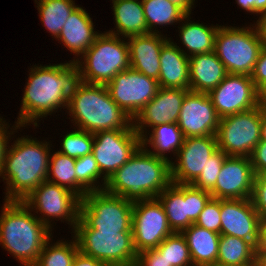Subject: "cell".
Instances as JSON below:
<instances>
[{
    "instance_id": "ab89813d",
    "label": "cell",
    "mask_w": 266,
    "mask_h": 266,
    "mask_svg": "<svg viewBox=\"0 0 266 266\" xmlns=\"http://www.w3.org/2000/svg\"><path fill=\"white\" fill-rule=\"evenodd\" d=\"M251 201L262 221H266V175H255Z\"/></svg>"
},
{
    "instance_id": "5b68a950",
    "label": "cell",
    "mask_w": 266,
    "mask_h": 266,
    "mask_svg": "<svg viewBox=\"0 0 266 266\" xmlns=\"http://www.w3.org/2000/svg\"><path fill=\"white\" fill-rule=\"evenodd\" d=\"M67 113L77 129L92 134L134 129L133 120L112 100L106 85L77 81L69 96Z\"/></svg>"
},
{
    "instance_id": "f6af8a7d",
    "label": "cell",
    "mask_w": 266,
    "mask_h": 266,
    "mask_svg": "<svg viewBox=\"0 0 266 266\" xmlns=\"http://www.w3.org/2000/svg\"><path fill=\"white\" fill-rule=\"evenodd\" d=\"M266 255V221H262L258 243L256 245V260L257 263Z\"/></svg>"
},
{
    "instance_id": "f5cc1de1",
    "label": "cell",
    "mask_w": 266,
    "mask_h": 266,
    "mask_svg": "<svg viewBox=\"0 0 266 266\" xmlns=\"http://www.w3.org/2000/svg\"><path fill=\"white\" fill-rule=\"evenodd\" d=\"M261 103H262L264 109L266 110V90H264L262 92V95H261Z\"/></svg>"
},
{
    "instance_id": "7a4b0ae2",
    "label": "cell",
    "mask_w": 266,
    "mask_h": 266,
    "mask_svg": "<svg viewBox=\"0 0 266 266\" xmlns=\"http://www.w3.org/2000/svg\"><path fill=\"white\" fill-rule=\"evenodd\" d=\"M29 136L17 137L8 146L0 178L6 183L5 201H23L47 180L51 146Z\"/></svg>"
},
{
    "instance_id": "db71d44e",
    "label": "cell",
    "mask_w": 266,
    "mask_h": 266,
    "mask_svg": "<svg viewBox=\"0 0 266 266\" xmlns=\"http://www.w3.org/2000/svg\"><path fill=\"white\" fill-rule=\"evenodd\" d=\"M257 266H266V255L257 263Z\"/></svg>"
},
{
    "instance_id": "d590c367",
    "label": "cell",
    "mask_w": 266,
    "mask_h": 266,
    "mask_svg": "<svg viewBox=\"0 0 266 266\" xmlns=\"http://www.w3.org/2000/svg\"><path fill=\"white\" fill-rule=\"evenodd\" d=\"M156 249L164 255L168 265L193 266L186 238L181 232H173Z\"/></svg>"
},
{
    "instance_id": "277c9868",
    "label": "cell",
    "mask_w": 266,
    "mask_h": 266,
    "mask_svg": "<svg viewBox=\"0 0 266 266\" xmlns=\"http://www.w3.org/2000/svg\"><path fill=\"white\" fill-rule=\"evenodd\" d=\"M0 214V245L22 266H34L43 246L53 237L23 201H5Z\"/></svg>"
},
{
    "instance_id": "f546056e",
    "label": "cell",
    "mask_w": 266,
    "mask_h": 266,
    "mask_svg": "<svg viewBox=\"0 0 266 266\" xmlns=\"http://www.w3.org/2000/svg\"><path fill=\"white\" fill-rule=\"evenodd\" d=\"M216 264L222 266H257L256 247L249 241L220 235Z\"/></svg>"
},
{
    "instance_id": "ffe728a7",
    "label": "cell",
    "mask_w": 266,
    "mask_h": 266,
    "mask_svg": "<svg viewBox=\"0 0 266 266\" xmlns=\"http://www.w3.org/2000/svg\"><path fill=\"white\" fill-rule=\"evenodd\" d=\"M220 217V235L239 237L256 247L262 220L250 198L221 199Z\"/></svg>"
},
{
    "instance_id": "816d5d0a",
    "label": "cell",
    "mask_w": 266,
    "mask_h": 266,
    "mask_svg": "<svg viewBox=\"0 0 266 266\" xmlns=\"http://www.w3.org/2000/svg\"><path fill=\"white\" fill-rule=\"evenodd\" d=\"M261 141H266V111L262 115V122H261Z\"/></svg>"
},
{
    "instance_id": "bcb514c9",
    "label": "cell",
    "mask_w": 266,
    "mask_h": 266,
    "mask_svg": "<svg viewBox=\"0 0 266 266\" xmlns=\"http://www.w3.org/2000/svg\"><path fill=\"white\" fill-rule=\"evenodd\" d=\"M72 266H106L103 262L78 251L73 259Z\"/></svg>"
},
{
    "instance_id": "d6a6232c",
    "label": "cell",
    "mask_w": 266,
    "mask_h": 266,
    "mask_svg": "<svg viewBox=\"0 0 266 266\" xmlns=\"http://www.w3.org/2000/svg\"><path fill=\"white\" fill-rule=\"evenodd\" d=\"M76 194L82 199L88 192L102 191L107 179L101 174L94 155L88 154L75 161ZM101 179V183L98 181ZM98 185V186H97Z\"/></svg>"
},
{
    "instance_id": "8fae6325",
    "label": "cell",
    "mask_w": 266,
    "mask_h": 266,
    "mask_svg": "<svg viewBox=\"0 0 266 266\" xmlns=\"http://www.w3.org/2000/svg\"><path fill=\"white\" fill-rule=\"evenodd\" d=\"M81 200L74 192L46 180L34 189L23 202L32 212L37 214L39 212L41 215L37 218L49 228H53L52 221L64 222L65 220L73 231L80 218Z\"/></svg>"
},
{
    "instance_id": "d6986e66",
    "label": "cell",
    "mask_w": 266,
    "mask_h": 266,
    "mask_svg": "<svg viewBox=\"0 0 266 266\" xmlns=\"http://www.w3.org/2000/svg\"><path fill=\"white\" fill-rule=\"evenodd\" d=\"M188 91L160 87L155 97L133 119V127L139 136L142 138L149 128L156 125L177 123L185 94Z\"/></svg>"
},
{
    "instance_id": "e575fe53",
    "label": "cell",
    "mask_w": 266,
    "mask_h": 266,
    "mask_svg": "<svg viewBox=\"0 0 266 266\" xmlns=\"http://www.w3.org/2000/svg\"><path fill=\"white\" fill-rule=\"evenodd\" d=\"M75 158L57 151L50 154L47 181L65 187L76 194Z\"/></svg>"
},
{
    "instance_id": "52a82bcc",
    "label": "cell",
    "mask_w": 266,
    "mask_h": 266,
    "mask_svg": "<svg viewBox=\"0 0 266 266\" xmlns=\"http://www.w3.org/2000/svg\"><path fill=\"white\" fill-rule=\"evenodd\" d=\"M263 46L258 32L250 27L219 26L215 35L214 52L228 74L251 75Z\"/></svg>"
},
{
    "instance_id": "ba28073f",
    "label": "cell",
    "mask_w": 266,
    "mask_h": 266,
    "mask_svg": "<svg viewBox=\"0 0 266 266\" xmlns=\"http://www.w3.org/2000/svg\"><path fill=\"white\" fill-rule=\"evenodd\" d=\"M133 202L102 191L88 192L81 200L74 229L132 231Z\"/></svg>"
},
{
    "instance_id": "8d00e7d4",
    "label": "cell",
    "mask_w": 266,
    "mask_h": 266,
    "mask_svg": "<svg viewBox=\"0 0 266 266\" xmlns=\"http://www.w3.org/2000/svg\"><path fill=\"white\" fill-rule=\"evenodd\" d=\"M74 129L64 135L60 144L62 147L58 152L75 159L91 154L94 143L93 134L85 130Z\"/></svg>"
},
{
    "instance_id": "ac0fdd59",
    "label": "cell",
    "mask_w": 266,
    "mask_h": 266,
    "mask_svg": "<svg viewBox=\"0 0 266 266\" xmlns=\"http://www.w3.org/2000/svg\"><path fill=\"white\" fill-rule=\"evenodd\" d=\"M219 121L208 93L189 90L185 94L177 122L184 138L216 135Z\"/></svg>"
},
{
    "instance_id": "5bb4252c",
    "label": "cell",
    "mask_w": 266,
    "mask_h": 266,
    "mask_svg": "<svg viewBox=\"0 0 266 266\" xmlns=\"http://www.w3.org/2000/svg\"><path fill=\"white\" fill-rule=\"evenodd\" d=\"M112 100L133 120L158 92L157 80L128 68L119 72L107 85Z\"/></svg>"
},
{
    "instance_id": "7bdbcfd3",
    "label": "cell",
    "mask_w": 266,
    "mask_h": 266,
    "mask_svg": "<svg viewBox=\"0 0 266 266\" xmlns=\"http://www.w3.org/2000/svg\"><path fill=\"white\" fill-rule=\"evenodd\" d=\"M3 119L4 118L0 116V171L4 165L5 155L9 146L8 144L10 143L9 141L11 140V135H14L13 133L18 132L16 130L21 128L16 122H14L15 125L12 126L13 129L9 128V123Z\"/></svg>"
},
{
    "instance_id": "2e32d148",
    "label": "cell",
    "mask_w": 266,
    "mask_h": 266,
    "mask_svg": "<svg viewBox=\"0 0 266 266\" xmlns=\"http://www.w3.org/2000/svg\"><path fill=\"white\" fill-rule=\"evenodd\" d=\"M208 94L220 119L258 107L262 95L245 74H228Z\"/></svg>"
},
{
    "instance_id": "e0dca14e",
    "label": "cell",
    "mask_w": 266,
    "mask_h": 266,
    "mask_svg": "<svg viewBox=\"0 0 266 266\" xmlns=\"http://www.w3.org/2000/svg\"><path fill=\"white\" fill-rule=\"evenodd\" d=\"M217 150L216 135L184 138L175 161L170 163L172 183L192 184Z\"/></svg>"
},
{
    "instance_id": "44dd1931",
    "label": "cell",
    "mask_w": 266,
    "mask_h": 266,
    "mask_svg": "<svg viewBox=\"0 0 266 266\" xmlns=\"http://www.w3.org/2000/svg\"><path fill=\"white\" fill-rule=\"evenodd\" d=\"M254 177L250 157L227 156L210 194L217 199L251 198Z\"/></svg>"
},
{
    "instance_id": "c3c4849f",
    "label": "cell",
    "mask_w": 266,
    "mask_h": 266,
    "mask_svg": "<svg viewBox=\"0 0 266 266\" xmlns=\"http://www.w3.org/2000/svg\"><path fill=\"white\" fill-rule=\"evenodd\" d=\"M181 7L187 14H191L195 0H168Z\"/></svg>"
},
{
    "instance_id": "4316f807",
    "label": "cell",
    "mask_w": 266,
    "mask_h": 266,
    "mask_svg": "<svg viewBox=\"0 0 266 266\" xmlns=\"http://www.w3.org/2000/svg\"><path fill=\"white\" fill-rule=\"evenodd\" d=\"M190 16V14H187L183 18V22L181 21L180 27L178 26L180 42L185 48L183 49L180 46V50L188 57L214 51L215 35L220 25L212 24L208 26L194 22L190 20Z\"/></svg>"
},
{
    "instance_id": "74e56055",
    "label": "cell",
    "mask_w": 266,
    "mask_h": 266,
    "mask_svg": "<svg viewBox=\"0 0 266 266\" xmlns=\"http://www.w3.org/2000/svg\"><path fill=\"white\" fill-rule=\"evenodd\" d=\"M227 155L218 149L209 159L199 177L191 184L193 187L211 191L215 187L217 177Z\"/></svg>"
},
{
    "instance_id": "836d02e7",
    "label": "cell",
    "mask_w": 266,
    "mask_h": 266,
    "mask_svg": "<svg viewBox=\"0 0 266 266\" xmlns=\"http://www.w3.org/2000/svg\"><path fill=\"white\" fill-rule=\"evenodd\" d=\"M69 241H64V238L59 241L57 239L52 244L51 237L43 246L42 252L34 266H72L73 259L79 248L74 236Z\"/></svg>"
},
{
    "instance_id": "f1b7e54d",
    "label": "cell",
    "mask_w": 266,
    "mask_h": 266,
    "mask_svg": "<svg viewBox=\"0 0 266 266\" xmlns=\"http://www.w3.org/2000/svg\"><path fill=\"white\" fill-rule=\"evenodd\" d=\"M151 130L148 131L150 134L147 133V135L141 138V145L157 157L171 162L172 160L166 155V153L172 152L176 157L177 152L182 147L184 141V136L181 129L178 127V124H159L152 127ZM147 145L149 146V149ZM150 146L152 148H150Z\"/></svg>"
},
{
    "instance_id": "9c48e42d",
    "label": "cell",
    "mask_w": 266,
    "mask_h": 266,
    "mask_svg": "<svg viewBox=\"0 0 266 266\" xmlns=\"http://www.w3.org/2000/svg\"><path fill=\"white\" fill-rule=\"evenodd\" d=\"M79 251L100 260L106 266H134L137 252L132 231L74 229Z\"/></svg>"
},
{
    "instance_id": "11a10c76",
    "label": "cell",
    "mask_w": 266,
    "mask_h": 266,
    "mask_svg": "<svg viewBox=\"0 0 266 266\" xmlns=\"http://www.w3.org/2000/svg\"><path fill=\"white\" fill-rule=\"evenodd\" d=\"M201 266H222V265H218V264H209V265H201Z\"/></svg>"
},
{
    "instance_id": "30bf717a",
    "label": "cell",
    "mask_w": 266,
    "mask_h": 266,
    "mask_svg": "<svg viewBox=\"0 0 266 266\" xmlns=\"http://www.w3.org/2000/svg\"><path fill=\"white\" fill-rule=\"evenodd\" d=\"M262 103L251 110L221 118L216 133L218 149L227 156L250 157L261 141Z\"/></svg>"
},
{
    "instance_id": "d4e9b609",
    "label": "cell",
    "mask_w": 266,
    "mask_h": 266,
    "mask_svg": "<svg viewBox=\"0 0 266 266\" xmlns=\"http://www.w3.org/2000/svg\"><path fill=\"white\" fill-rule=\"evenodd\" d=\"M228 75L214 51L189 57L190 91L209 93Z\"/></svg>"
},
{
    "instance_id": "484cf974",
    "label": "cell",
    "mask_w": 266,
    "mask_h": 266,
    "mask_svg": "<svg viewBox=\"0 0 266 266\" xmlns=\"http://www.w3.org/2000/svg\"><path fill=\"white\" fill-rule=\"evenodd\" d=\"M112 5L115 28L106 32L124 38L150 33L141 0H112Z\"/></svg>"
},
{
    "instance_id": "6da1fadb",
    "label": "cell",
    "mask_w": 266,
    "mask_h": 266,
    "mask_svg": "<svg viewBox=\"0 0 266 266\" xmlns=\"http://www.w3.org/2000/svg\"><path fill=\"white\" fill-rule=\"evenodd\" d=\"M29 69L18 120L15 122L20 127L30 124L39 127L40 118L52 115L59 108H66L67 111L70 93L78 81L77 65L68 61L46 66L35 64Z\"/></svg>"
},
{
    "instance_id": "cb8c5ba5",
    "label": "cell",
    "mask_w": 266,
    "mask_h": 266,
    "mask_svg": "<svg viewBox=\"0 0 266 266\" xmlns=\"http://www.w3.org/2000/svg\"><path fill=\"white\" fill-rule=\"evenodd\" d=\"M158 83L164 88L190 90L189 57L171 39L161 49Z\"/></svg>"
},
{
    "instance_id": "9a60e30c",
    "label": "cell",
    "mask_w": 266,
    "mask_h": 266,
    "mask_svg": "<svg viewBox=\"0 0 266 266\" xmlns=\"http://www.w3.org/2000/svg\"><path fill=\"white\" fill-rule=\"evenodd\" d=\"M132 233L137 253L155 249L173 233L157 198L133 202Z\"/></svg>"
},
{
    "instance_id": "3957f363",
    "label": "cell",
    "mask_w": 266,
    "mask_h": 266,
    "mask_svg": "<svg viewBox=\"0 0 266 266\" xmlns=\"http://www.w3.org/2000/svg\"><path fill=\"white\" fill-rule=\"evenodd\" d=\"M170 163L141 145L130 159L107 179L104 191L131 202L156 198L172 183Z\"/></svg>"
},
{
    "instance_id": "8992f818",
    "label": "cell",
    "mask_w": 266,
    "mask_h": 266,
    "mask_svg": "<svg viewBox=\"0 0 266 266\" xmlns=\"http://www.w3.org/2000/svg\"><path fill=\"white\" fill-rule=\"evenodd\" d=\"M125 40L105 31L100 33L93 45L74 62L78 80L107 85L119 72L130 68L129 46Z\"/></svg>"
},
{
    "instance_id": "681fc988",
    "label": "cell",
    "mask_w": 266,
    "mask_h": 266,
    "mask_svg": "<svg viewBox=\"0 0 266 266\" xmlns=\"http://www.w3.org/2000/svg\"><path fill=\"white\" fill-rule=\"evenodd\" d=\"M236 3L242 10L254 14V0H236Z\"/></svg>"
},
{
    "instance_id": "f35d334b",
    "label": "cell",
    "mask_w": 266,
    "mask_h": 266,
    "mask_svg": "<svg viewBox=\"0 0 266 266\" xmlns=\"http://www.w3.org/2000/svg\"><path fill=\"white\" fill-rule=\"evenodd\" d=\"M220 211L221 199L211 198L201 211L197 221L194 224L215 233H220Z\"/></svg>"
},
{
    "instance_id": "7dc6e473",
    "label": "cell",
    "mask_w": 266,
    "mask_h": 266,
    "mask_svg": "<svg viewBox=\"0 0 266 266\" xmlns=\"http://www.w3.org/2000/svg\"><path fill=\"white\" fill-rule=\"evenodd\" d=\"M259 19L254 22L255 28L258 32L259 38L262 40L263 44H266V11L261 12Z\"/></svg>"
},
{
    "instance_id": "7402d4cb",
    "label": "cell",
    "mask_w": 266,
    "mask_h": 266,
    "mask_svg": "<svg viewBox=\"0 0 266 266\" xmlns=\"http://www.w3.org/2000/svg\"><path fill=\"white\" fill-rule=\"evenodd\" d=\"M131 68L158 81L162 46L170 39L161 33H148L126 38Z\"/></svg>"
},
{
    "instance_id": "7c38bea8",
    "label": "cell",
    "mask_w": 266,
    "mask_h": 266,
    "mask_svg": "<svg viewBox=\"0 0 266 266\" xmlns=\"http://www.w3.org/2000/svg\"><path fill=\"white\" fill-rule=\"evenodd\" d=\"M156 198L164 208L172 231L182 232L197 221L212 196L209 191L191 184L171 183Z\"/></svg>"
},
{
    "instance_id": "ee69618b",
    "label": "cell",
    "mask_w": 266,
    "mask_h": 266,
    "mask_svg": "<svg viewBox=\"0 0 266 266\" xmlns=\"http://www.w3.org/2000/svg\"><path fill=\"white\" fill-rule=\"evenodd\" d=\"M251 164L255 175H266V141H260L254 148Z\"/></svg>"
},
{
    "instance_id": "4dcf8cb0",
    "label": "cell",
    "mask_w": 266,
    "mask_h": 266,
    "mask_svg": "<svg viewBox=\"0 0 266 266\" xmlns=\"http://www.w3.org/2000/svg\"><path fill=\"white\" fill-rule=\"evenodd\" d=\"M144 17L150 33H160L156 27L181 24L187 13L168 0H143ZM158 25V26H157ZM156 26V27H155ZM155 29V30H154Z\"/></svg>"
},
{
    "instance_id": "f907efd6",
    "label": "cell",
    "mask_w": 266,
    "mask_h": 266,
    "mask_svg": "<svg viewBox=\"0 0 266 266\" xmlns=\"http://www.w3.org/2000/svg\"><path fill=\"white\" fill-rule=\"evenodd\" d=\"M266 11V0H254V13L258 16Z\"/></svg>"
},
{
    "instance_id": "603a6c76",
    "label": "cell",
    "mask_w": 266,
    "mask_h": 266,
    "mask_svg": "<svg viewBox=\"0 0 266 266\" xmlns=\"http://www.w3.org/2000/svg\"><path fill=\"white\" fill-rule=\"evenodd\" d=\"M94 23L87 11L77 6L65 22L57 41L63 43L76 59L73 57L71 62H75L83 55L94 43L100 34L94 31Z\"/></svg>"
},
{
    "instance_id": "1f68e13d",
    "label": "cell",
    "mask_w": 266,
    "mask_h": 266,
    "mask_svg": "<svg viewBox=\"0 0 266 266\" xmlns=\"http://www.w3.org/2000/svg\"><path fill=\"white\" fill-rule=\"evenodd\" d=\"M42 25L49 33L58 38L65 22L78 6L74 0H35Z\"/></svg>"
},
{
    "instance_id": "4fadbf2b",
    "label": "cell",
    "mask_w": 266,
    "mask_h": 266,
    "mask_svg": "<svg viewBox=\"0 0 266 266\" xmlns=\"http://www.w3.org/2000/svg\"><path fill=\"white\" fill-rule=\"evenodd\" d=\"M93 136L92 154L106 179L121 168L141 146V137L135 129L100 131Z\"/></svg>"
},
{
    "instance_id": "60d3db41",
    "label": "cell",
    "mask_w": 266,
    "mask_h": 266,
    "mask_svg": "<svg viewBox=\"0 0 266 266\" xmlns=\"http://www.w3.org/2000/svg\"><path fill=\"white\" fill-rule=\"evenodd\" d=\"M255 87L262 93L266 90V44H263L258 60L250 75Z\"/></svg>"
},
{
    "instance_id": "b9f144b4",
    "label": "cell",
    "mask_w": 266,
    "mask_h": 266,
    "mask_svg": "<svg viewBox=\"0 0 266 266\" xmlns=\"http://www.w3.org/2000/svg\"><path fill=\"white\" fill-rule=\"evenodd\" d=\"M134 266H172L156 248L144 250L137 254Z\"/></svg>"
},
{
    "instance_id": "83f0119b",
    "label": "cell",
    "mask_w": 266,
    "mask_h": 266,
    "mask_svg": "<svg viewBox=\"0 0 266 266\" xmlns=\"http://www.w3.org/2000/svg\"><path fill=\"white\" fill-rule=\"evenodd\" d=\"M186 238L193 266L216 264L220 233L192 224L181 232Z\"/></svg>"
}]
</instances>
